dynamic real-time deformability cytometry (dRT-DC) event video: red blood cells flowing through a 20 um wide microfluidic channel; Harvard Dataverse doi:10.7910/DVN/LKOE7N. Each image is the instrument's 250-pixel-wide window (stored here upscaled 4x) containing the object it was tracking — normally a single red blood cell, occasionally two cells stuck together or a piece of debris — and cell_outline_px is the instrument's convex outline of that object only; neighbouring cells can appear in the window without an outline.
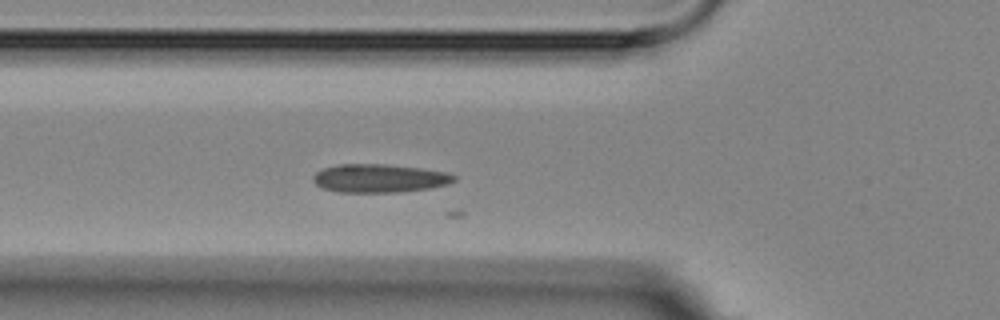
{"species": "Egyptian fruit bat (a non-hibernating species)", "species_latin": "Rousettus aegyptiacus", "temperature_condition": "room temperature", "stored_images_in_passage": 2, "camera_frame_rate_fps": 3000, "um_per_image_px": 0.085, "animal": {"sex": "female"}, "frame": {"image": 1, "passage_image": 2, "time_ms": 1.0, "image_size_px": [1000, 320], "cell_outline_px": [[456, 180], [448, 184], [432, 188], [400, 192], [336, 192], [324, 188], [316, 184], [312, 180], [312, 176], [316, 172], [324, 168], [340, 164], [384, 164], [420, 168], [448, 172], [456, 176]], "centroid_in_image_um": [32.27, 15.16], "position_along_channel_um": 93.5, "area_um2": 23.41}}